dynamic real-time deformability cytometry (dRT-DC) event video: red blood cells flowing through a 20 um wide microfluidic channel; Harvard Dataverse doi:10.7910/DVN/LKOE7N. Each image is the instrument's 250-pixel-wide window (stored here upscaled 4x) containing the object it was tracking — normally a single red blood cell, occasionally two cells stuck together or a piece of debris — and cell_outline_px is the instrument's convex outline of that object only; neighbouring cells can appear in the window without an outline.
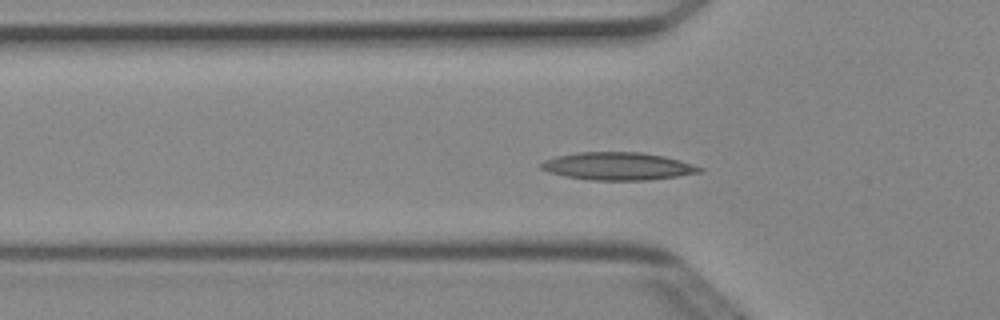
{"species": "Egyptian fruit bat (a non-hibernating species)", "species_latin": "Rousettus aegyptiacus", "temperature_condition": "cold", "stored_images_in_passage": 52, "camera_frame_rate_fps": 3000, "um_per_image_px": 0.085, "animal": {"sex": "female"}, "frame": {"image": 1, "passage_image": 17, "time_ms": 5.333, "image_size_px": [1000, 320], "cell_outline_px": [[704, 168], [700, 172], [676, 176], [648, 180], [592, 180], [568, 176], [548, 172], [540, 168], [540, 164], [544, 160], [556, 156], [580, 152], [640, 152], [664, 156], [680, 160]], "centroid_in_image_um": [52.51, 14.12], "position_along_channel_um": 73.3, "area_um2": 25.37}}
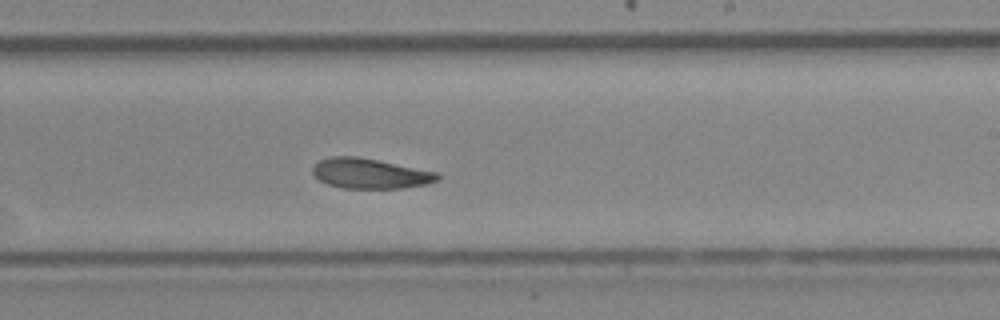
{"frame": {"image": 2, "passage_image": 31, "time_ms": 10.0, "image_size_px": [1000, 320], "cell_outline_px": [[440, 176], [436, 180], [428, 184], [404, 188], [340, 188], [328, 184], [320, 180], [312, 172], [312, 168], [320, 160], [328, 156], [356, 156], [436, 172]], "centroid_in_image_um": [31.42, 14.75], "position_along_channel_um": 257.6, "area_um2": 21.68}}
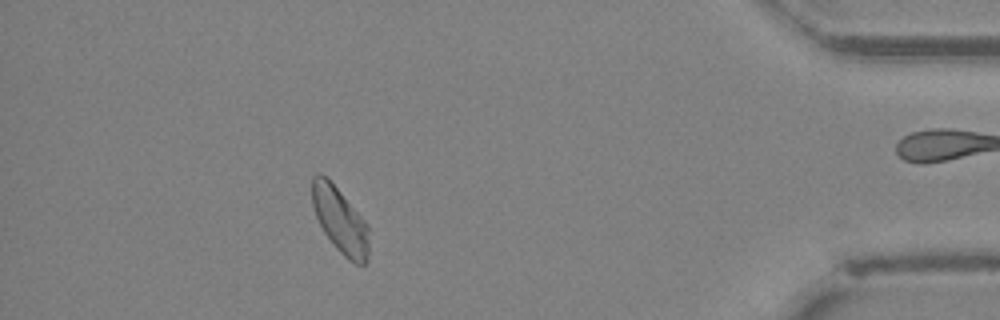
{"frame": {"image": 3, "passage_image": 46, "time_ms": 15.0, "image_size_px": [1000, 320], "cell_outline_px": [[368, 264], [356, 264], [348, 260], [332, 244], [324, 232], [316, 216], [312, 204], [312, 176], [316, 172], [320, 172], [340, 192], [364, 220], [368, 228]], "centroid_in_image_um": [28.9, 18.76], "position_along_channel_um": 406.3, "area_um2": 21.44}, "authors_computed_cell_mechanics": {"area_um2": 22.4842, "velocity_mm_per_s": 3.964, "shape_relaxation_time_tau1_ms": null, "shape_relaxation_time_tau2_ms": 10.7459, "deformation_change_tau1": null, "deformation_change_tau2": 0.1925}}